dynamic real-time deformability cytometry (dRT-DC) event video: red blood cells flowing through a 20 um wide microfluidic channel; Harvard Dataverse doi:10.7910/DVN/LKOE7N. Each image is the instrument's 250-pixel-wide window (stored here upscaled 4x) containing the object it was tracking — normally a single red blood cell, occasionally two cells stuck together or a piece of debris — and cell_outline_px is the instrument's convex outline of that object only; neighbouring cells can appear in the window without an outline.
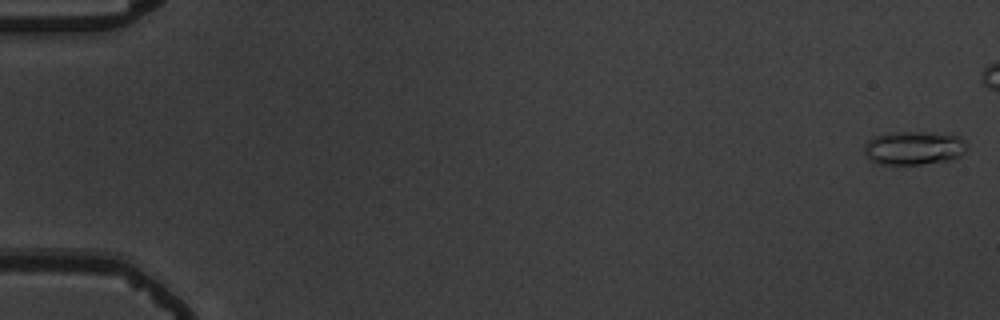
{"species": "common noctule bat (a hibernating species)", "species_latin": "Nyctalus noctula", "temperature_condition": "warm", "stored_images_in_passage": 49, "camera_frame_rate_fps": 3000, "um_per_image_px": 0.085, "animal": {"sex": "male", "body_mass_g": 19.5, "forearm_length_mm": 54.6}, "frame": {"image": 1, "passage_image": 1, "time_ms": 0.0, "image_size_px": [1000, 320], "cell_outline_px": [[968, 148], [960, 156], [948, 160], [920, 164], [880, 164], [868, 160], [864, 152], [864, 144], [872, 136], [888, 132], [920, 132], [960, 136], [968, 144]], "centroid_in_image_um": [77.64, 12.57], "position_along_channel_um": 7.4, "area_um2": 20.29}}
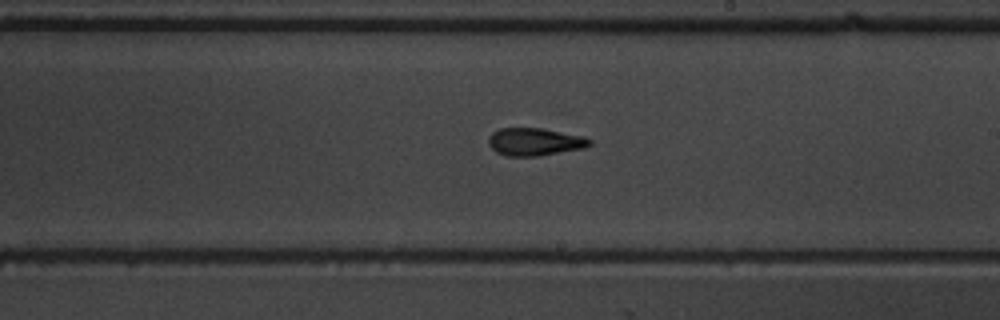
{"frame": {"image": 2, "passage_image": 34, "time_ms": 11.0, "image_size_px": [1000, 320], "cell_outline_px": [[592, 144], [584, 148], [540, 156], [504, 156], [496, 152], [488, 144], [488, 136], [492, 132], [500, 128], [540, 128], [584, 136], [592, 140]], "centroid_in_image_um": [45.44, 12.06], "position_along_channel_um": 243.6, "area_um2": 16.47}}
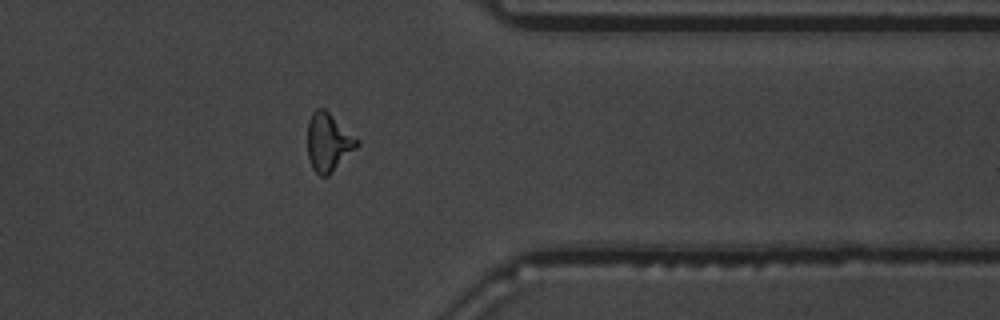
{"frame": {"image": 3, "passage_image": 46, "time_ms": 15.0, "image_size_px": [1000, 320], "cell_outline_px": [[360, 144], [328, 176], [320, 176], [312, 168], [308, 156], [308, 120], [312, 112], [316, 108], [324, 108], [360, 140]], "centroid_in_image_um": [27.91, 12.08], "position_along_channel_um": 383.5, "area_um2": 16.76}}